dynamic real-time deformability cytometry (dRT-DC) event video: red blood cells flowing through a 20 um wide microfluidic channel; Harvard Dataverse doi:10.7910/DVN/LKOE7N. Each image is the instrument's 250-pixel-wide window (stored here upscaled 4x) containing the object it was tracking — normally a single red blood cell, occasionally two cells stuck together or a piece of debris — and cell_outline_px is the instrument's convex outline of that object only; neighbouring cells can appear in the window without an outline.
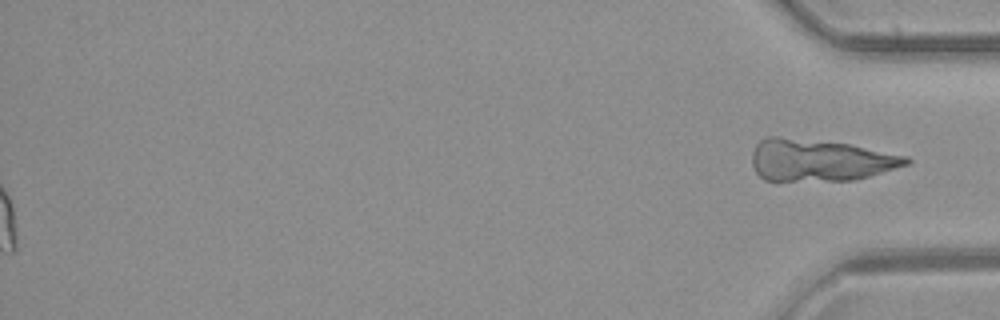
{"species": "common noctule bat (a hibernating species)", "species_latin": "Nyctalus noctula", "temperature_condition": "room temperature", "stored_images_in_passage": 53, "segment_of_instrument_passage": [2, 2], "camera_frame_rate_fps": 3000, "um_per_image_px": 0.085, "animal": {"sex": "female", "body_mass_g": 21.9}, "frame": {"image": 1, "passage_image": 53, "time_ms": 17.333, "image_size_px": [1000, 320], "cell_outline_px": [[912, 160], [908, 164], [868, 176], [852, 180], [764, 180], [756, 172], [752, 164], [752, 152], [756, 144], [760, 140], [768, 136], [776, 136], [848, 144], [908, 156]], "centroid_in_image_um": [69.65, 13.61], "position_along_channel_um": 365.5, "area_um2": 37.22}}